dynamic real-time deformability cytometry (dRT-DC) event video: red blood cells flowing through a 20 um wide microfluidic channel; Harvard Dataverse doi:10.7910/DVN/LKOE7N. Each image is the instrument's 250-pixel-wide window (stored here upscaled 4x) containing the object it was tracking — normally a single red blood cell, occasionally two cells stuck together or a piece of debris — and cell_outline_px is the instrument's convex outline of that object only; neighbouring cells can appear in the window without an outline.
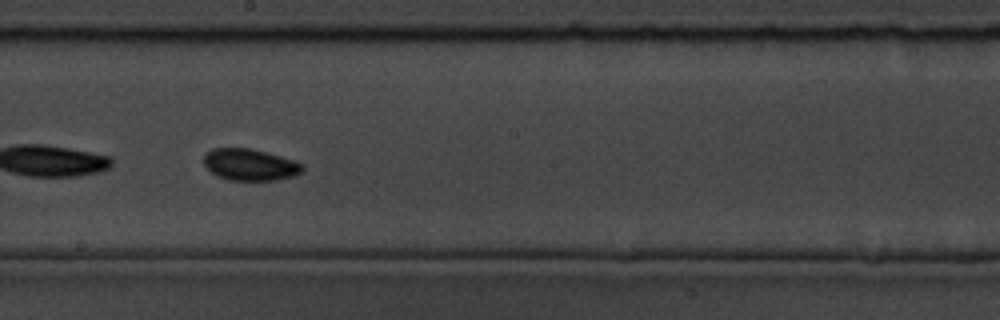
{"species": "common noctule bat (a hibernating species)", "species_latin": "Nyctalus noctula", "temperature_condition": "room temperature", "stored_images_in_passage": 45, "camera_frame_rate_fps": 3000, "um_per_image_px": 0.085, "animal": {"sex": "male", "body_mass_g": 19.5, "forearm_length_mm": 54.6}, "frame": {"image": 1, "passage_image": 20, "time_ms": 6.333, "image_size_px": [1000, 320], "cell_outline_px": [[304, 168], [296, 176], [276, 180], [228, 180], [216, 176], [204, 164], [204, 156], [212, 148], [248, 148], [296, 160], [304, 164]], "centroid_in_image_um": [21.28, 14.01], "position_along_channel_um": 226.9, "area_um2": 18.21}}
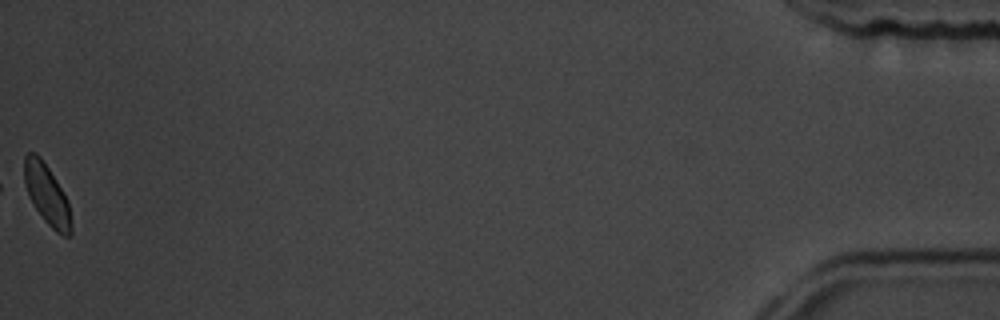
{"frame": {"image": 2, "passage_image": 45, "time_ms": 14.667, "image_size_px": [1000, 320], "cell_outline_px": [[72, 232], [68, 236], [64, 236], [56, 232], [44, 220], [28, 196], [24, 184], [24, 156], [28, 152], [36, 152], [40, 156], [56, 180], [68, 200], [72, 224]], "centroid_in_image_um": [3.98, 16.53], "position_along_channel_um": 431.2, "area_um2": 16.53}, "authors_computed_cell_mechanics": {"area_um2": 17.5134, "velocity_mm_per_s": 3.6333, "shape_relaxation_time_tau1_ms": 2.9546, "shape_relaxation_time_tau2_ms": 5.389, "deformation_change_tau1": 0.0597, "deformation_change_tau2": 0.0765}}